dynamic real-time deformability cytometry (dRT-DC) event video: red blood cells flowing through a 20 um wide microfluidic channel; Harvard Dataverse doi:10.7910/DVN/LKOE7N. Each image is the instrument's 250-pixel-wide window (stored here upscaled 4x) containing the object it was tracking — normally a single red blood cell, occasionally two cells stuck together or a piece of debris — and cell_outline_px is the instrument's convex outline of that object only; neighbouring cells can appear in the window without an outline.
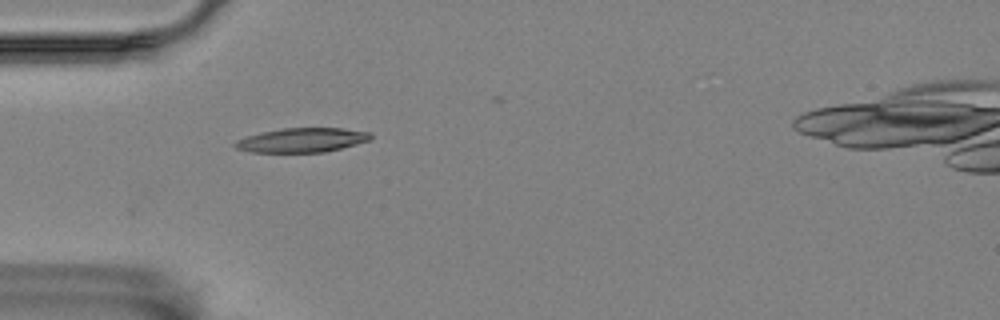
{"species": "Egyptian fruit bat (a non-hibernating species)", "species_latin": "Rousettus aegyptiacus", "temperature_condition": "room temperature", "stored_images_in_passage": 31, "camera_frame_rate_fps": 3000, "um_per_image_px": 0.085, "animal": {"sex": "female"}, "frame": {"image": 1, "passage_image": 1, "time_ms": 0.0, "image_size_px": [1000, 320], "cell_outline_px": [[372, 140], [324, 152], [252, 152], [236, 148], [232, 144], [236, 140], [244, 136], [284, 128], [344, 128], [372, 132]], "centroid_in_image_um": [25.69, 11.9], "position_along_channel_um": 59.3, "area_um2": 19.25}}
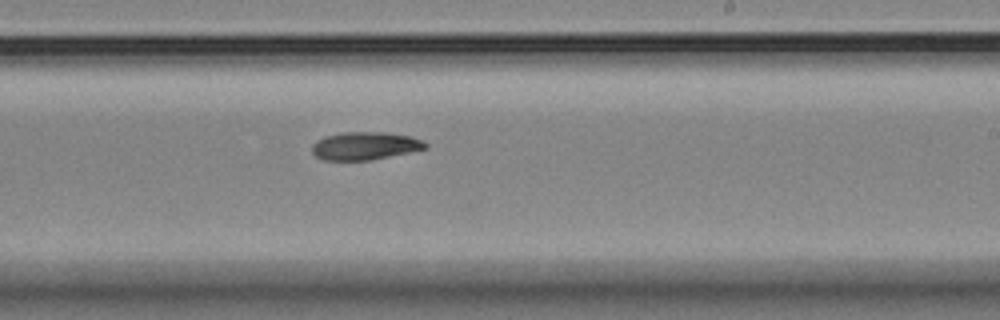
{"frame": {"image": 2, "passage_image": 18, "time_ms": 5.667, "image_size_px": [1000, 320], "cell_outline_px": [[428, 148], [372, 160], [324, 160], [316, 156], [312, 152], [312, 144], [316, 140], [324, 136], [344, 132], [384, 132], [412, 136], [424, 140], [428, 144]], "centroid_in_image_um": [31.04, 12.39], "position_along_channel_um": 258.0, "area_um2": 18.61}}
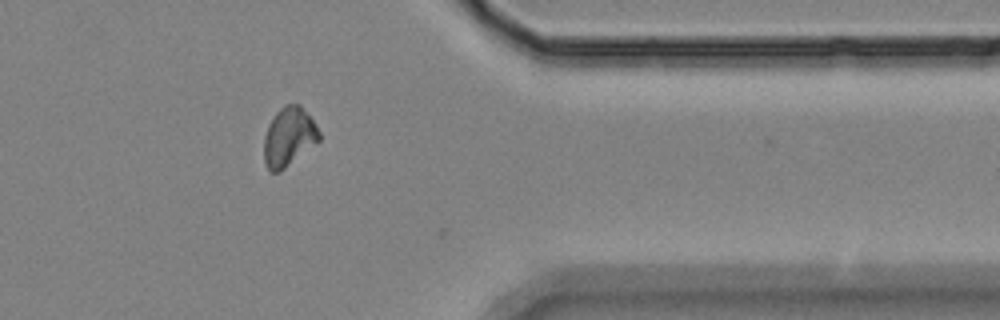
{"frame": {"image": 3, "passage_image": 30, "time_ms": 9.667, "image_size_px": [1000, 320], "cell_outline_px": [[320, 140], [280, 172], [272, 172], [264, 164], [264, 136], [268, 124], [276, 112], [284, 104], [300, 104], [312, 120], [320, 132]], "centroid_in_image_um": [24.53, 11.63], "position_along_channel_um": 386.9, "area_um2": 18.9}}